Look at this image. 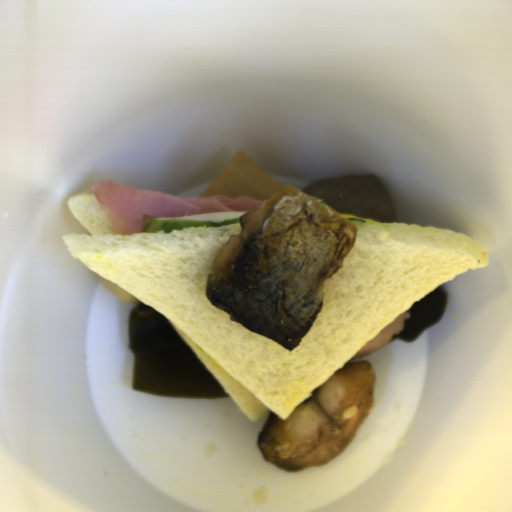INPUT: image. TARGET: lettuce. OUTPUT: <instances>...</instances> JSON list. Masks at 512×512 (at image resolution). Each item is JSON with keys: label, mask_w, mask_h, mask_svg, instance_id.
<instances>
[{"label": "lettuce", "mask_w": 512, "mask_h": 512, "mask_svg": "<svg viewBox=\"0 0 512 512\" xmlns=\"http://www.w3.org/2000/svg\"><path fill=\"white\" fill-rule=\"evenodd\" d=\"M142 233H169L183 228L219 227L241 223L239 219H226L223 221H201L188 219H154L150 215H144Z\"/></svg>", "instance_id": "lettuce-1"}, {"label": "lettuce", "mask_w": 512, "mask_h": 512, "mask_svg": "<svg viewBox=\"0 0 512 512\" xmlns=\"http://www.w3.org/2000/svg\"><path fill=\"white\" fill-rule=\"evenodd\" d=\"M352 225H359V224H366V219H360V218H347Z\"/></svg>", "instance_id": "lettuce-2"}, {"label": "lettuce", "mask_w": 512, "mask_h": 512, "mask_svg": "<svg viewBox=\"0 0 512 512\" xmlns=\"http://www.w3.org/2000/svg\"><path fill=\"white\" fill-rule=\"evenodd\" d=\"M314 198H316V199H318V200H320V201H322V202L326 203L327 205H329L330 207H332V208H333V206H332V205H330L329 203H327L326 201H324V200H322V199H320V198H318V197H316V196H315ZM333 209H334V208H333Z\"/></svg>", "instance_id": "lettuce-3"}]
</instances>
